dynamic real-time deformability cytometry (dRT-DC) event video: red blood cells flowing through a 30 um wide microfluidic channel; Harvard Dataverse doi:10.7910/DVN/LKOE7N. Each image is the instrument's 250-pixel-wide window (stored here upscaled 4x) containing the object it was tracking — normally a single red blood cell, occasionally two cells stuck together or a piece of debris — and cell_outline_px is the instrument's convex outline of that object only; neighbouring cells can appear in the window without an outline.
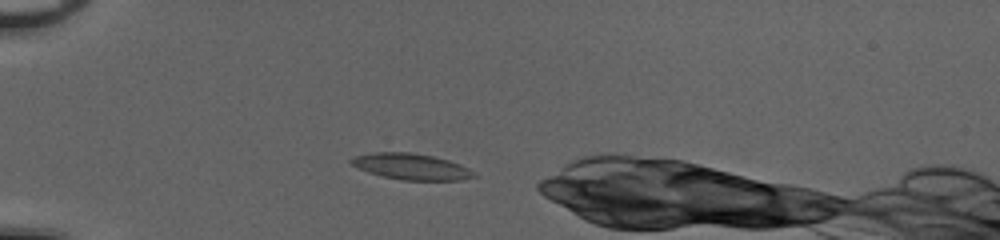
{"species": "common noctule bat (a hibernating species)", "species_latin": "Nyctalus noctula", "temperature_condition": "cold", "stored_images_in_passage": 37, "camera_frame_rate_fps": 3000, "um_per_image_px": 0.085, "animal": {"sex": "female", "body_mass_g": 20.0, "forearm_length_mm": 54.0}, "frame": {"image": 1, "passage_image": 3, "time_ms": 0.667, "image_size_px": [1000, 240], "cell_outline_px": [[480, 176], [460, 180], [400, 180], [368, 172], [352, 164], [348, 160], [356, 156], [372, 152], [412, 152], [432, 156], [448, 160], [460, 164], [476, 172]], "centroid_in_image_um": [35.01, 14.16], "position_along_channel_um": 50.0, "area_um2": 18.67}}
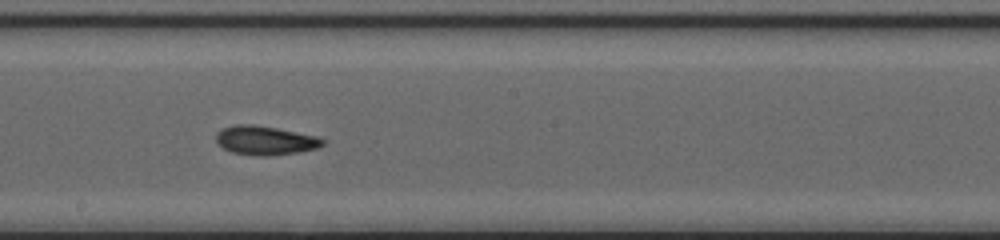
{"frame": {"image": 2, "passage_image": 18, "time_ms": 5.667, "image_size_px": [1000, 240], "cell_outline_px": [[324, 144], [316, 148], [300, 152], [268, 156], [260, 156], [232, 152], [216, 144], [216, 132], [224, 128], [236, 124], [252, 124], [276, 128], [316, 136], [324, 140]], "centroid_in_image_um": [22.51, 11.94], "position_along_channel_um": 225.7, "area_um2": 17.92}}
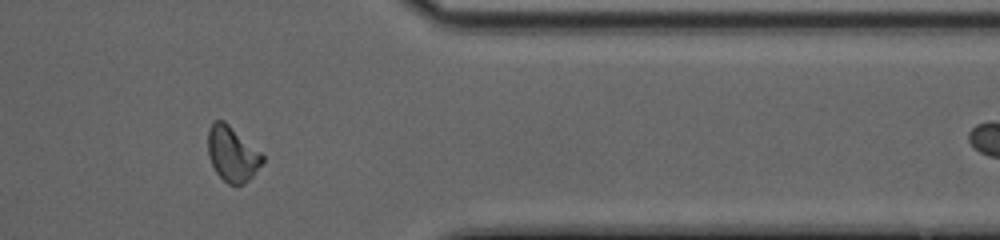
{"frame": {"image": 3, "passage_image": 31, "time_ms": 10.0, "image_size_px": [1000, 240], "cell_outline_px": [[264, 160], [252, 176], [244, 184], [236, 188], [228, 184], [216, 172], [208, 156], [208, 128], [216, 120], [224, 120], [260, 152], [264, 156]], "centroid_in_image_um": [19.73, 13.11], "position_along_channel_um": 391.7, "area_um2": 17.46}}